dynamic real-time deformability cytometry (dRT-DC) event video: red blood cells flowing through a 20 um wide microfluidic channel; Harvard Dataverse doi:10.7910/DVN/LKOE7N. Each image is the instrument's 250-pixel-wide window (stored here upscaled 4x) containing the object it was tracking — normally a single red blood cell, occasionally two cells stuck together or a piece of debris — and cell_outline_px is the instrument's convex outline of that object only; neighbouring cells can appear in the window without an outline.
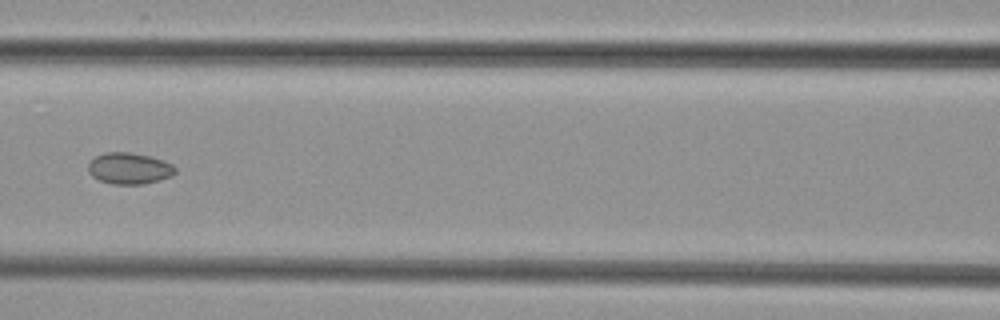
{"species": "common noctule bat (a hibernating species)", "species_latin": "Nyctalus noctula", "temperature_condition": "cold", "stored_images_in_passage": 6, "camera_frame_rate_fps": 3000, "um_per_image_px": 0.085, "animal": {"sex": "female", "body_mass_g": 29.2, "forearm_length_mm": 56.3}, "frame": {"image": 1, "passage_image": 6, "time_ms": 6.667, "image_size_px": [1000, 320], "cell_outline_px": [[176, 172], [172, 176], [160, 180], [144, 184], [112, 184], [100, 180], [92, 176], [88, 172], [88, 164], [96, 156], [104, 152], [132, 152], [152, 156], [164, 160], [172, 164], [176, 168]], "centroid_in_image_um": [11.02, 14.3], "position_along_channel_um": 155.6, "area_um2": 16.13}}